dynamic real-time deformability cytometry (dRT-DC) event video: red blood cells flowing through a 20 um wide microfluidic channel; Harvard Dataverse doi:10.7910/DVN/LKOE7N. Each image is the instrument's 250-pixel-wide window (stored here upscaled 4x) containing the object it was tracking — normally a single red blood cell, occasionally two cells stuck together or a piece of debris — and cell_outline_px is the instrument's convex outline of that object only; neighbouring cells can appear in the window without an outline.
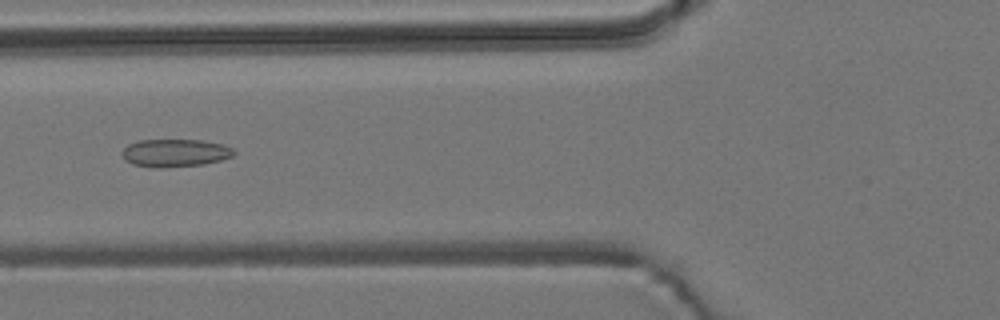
{"species": "common noctule bat (a hibernating species)", "species_latin": "Nyctalus noctula", "temperature_condition": "room temperature", "stored_images_in_passage": 9, "camera_frame_rate_fps": 3000, "um_per_image_px": 0.085, "animal": {"sex": "male", "body_mass_g": 19.2, "forearm_length_mm": 51.8}, "frame": {"image": 1, "passage_image": 6, "time_ms": 1.667, "image_size_px": [1000, 320], "cell_outline_px": [[236, 152], [232, 156], [220, 160], [204, 164], [160, 168], [156, 168], [132, 164], [124, 160], [120, 152], [128, 144], [140, 140], [204, 140], [224, 144], [232, 148]], "centroid_in_image_um": [14.86, 13.0], "position_along_channel_um": 110.9, "area_um2": 18.26}}
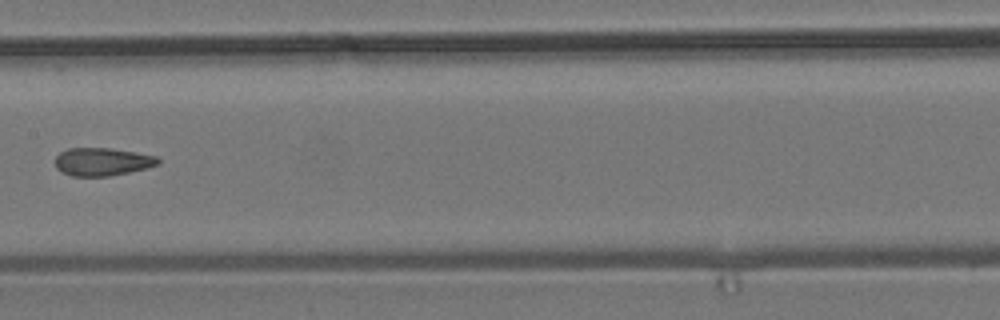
{"frame": {"image": 2, "passage_image": 8, "time_ms": 2.333, "image_size_px": [1000, 320], "cell_outline_px": [[160, 164], [148, 168], [108, 176], [72, 176], [60, 172], [56, 168], [56, 156], [60, 152], [68, 148], [112, 148], [136, 152], [156, 156], [160, 160]], "centroid_in_image_um": [8.7, 13.74], "position_along_channel_um": 198.7, "area_um2": 16.88}}
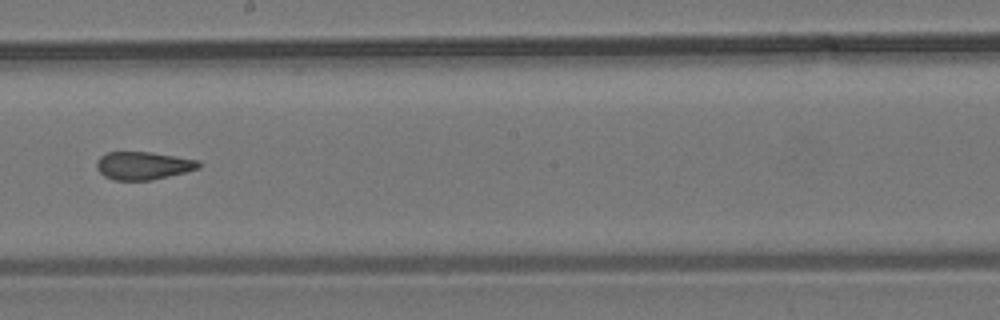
{"frame": {"image": 3, "passage_image": 9, "time_ms": 2.667, "image_size_px": [1000, 320], "cell_outline_px": [[200, 168], [152, 180], [112, 180], [104, 176], [96, 168], [96, 160], [100, 156], [108, 152], [152, 152], [200, 160]], "centroid_in_image_um": [12.15, 14.07], "position_along_channel_um": 236.0, "area_um2": 16.7}}